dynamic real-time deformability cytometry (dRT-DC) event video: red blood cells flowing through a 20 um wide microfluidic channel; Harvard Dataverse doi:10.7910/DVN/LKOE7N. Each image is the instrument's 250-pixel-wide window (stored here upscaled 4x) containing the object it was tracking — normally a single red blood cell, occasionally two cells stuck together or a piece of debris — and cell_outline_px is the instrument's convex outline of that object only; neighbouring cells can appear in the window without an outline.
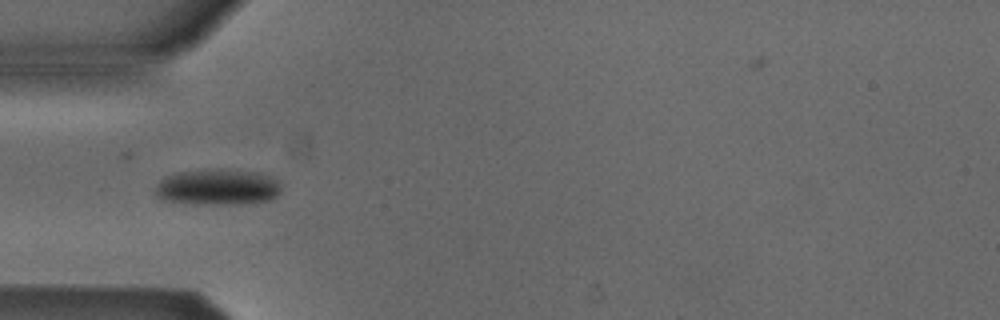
{"species": "Egyptian fruit bat (a non-hibernating species)", "species_latin": "Rousettus aegyptiacus", "temperature_condition": "cold", "stored_images_in_passage": 6, "camera_frame_rate_fps": 3000, "um_per_image_px": 0.085, "animal": {"sex": "male"}, "frame": {"image": 1, "passage_image": 3, "time_ms": 0.667, "image_size_px": [1000, 320], "cell_outline_px": [[280, 192], [276, 196], [268, 200], [240, 204], [188, 204], [164, 200], [156, 196], [156, 184], [160, 180], [176, 172], [220, 168], [260, 172], [280, 180]], "centroid_in_image_um": [18.51, 15.89], "position_along_channel_um": 66.5, "area_um2": 26.82}}
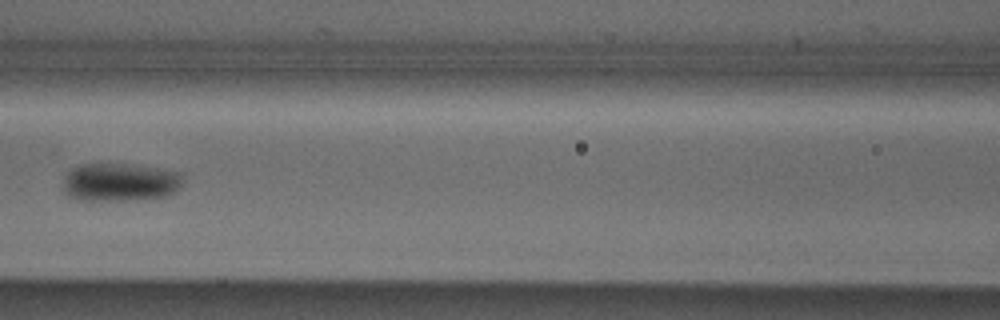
{"frame": {"image": 2, "passage_image": 5, "time_ms": 1.333, "image_size_px": [1000, 320], "cell_outline_px": [[184, 180], [180, 188], [176, 192], [164, 196], [136, 200], [80, 200], [68, 196], [64, 192], [64, 176], [72, 168], [80, 164], [128, 164], [156, 168], [180, 172]], "centroid_in_image_um": [10.21, 15.49], "position_along_channel_um": 156.4, "area_um2": 26.82}}
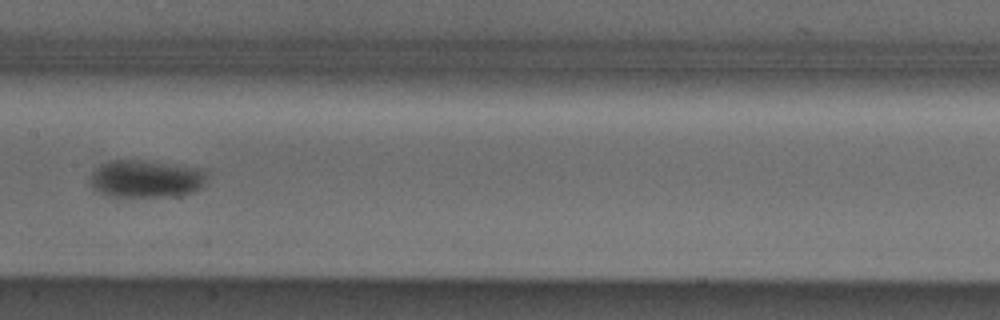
{"frame": {"image": 3, "passage_image": 6, "time_ms": 1.667, "image_size_px": [1000, 320], "cell_outline_px": [[204, 184], [196, 192], [172, 196], [108, 196], [92, 188], [88, 180], [92, 172], [100, 164], [108, 160], [140, 160], [200, 168], [204, 172]], "centroid_in_image_um": [12.35, 15.2], "position_along_channel_um": 195.1, "area_um2": 25.49}}